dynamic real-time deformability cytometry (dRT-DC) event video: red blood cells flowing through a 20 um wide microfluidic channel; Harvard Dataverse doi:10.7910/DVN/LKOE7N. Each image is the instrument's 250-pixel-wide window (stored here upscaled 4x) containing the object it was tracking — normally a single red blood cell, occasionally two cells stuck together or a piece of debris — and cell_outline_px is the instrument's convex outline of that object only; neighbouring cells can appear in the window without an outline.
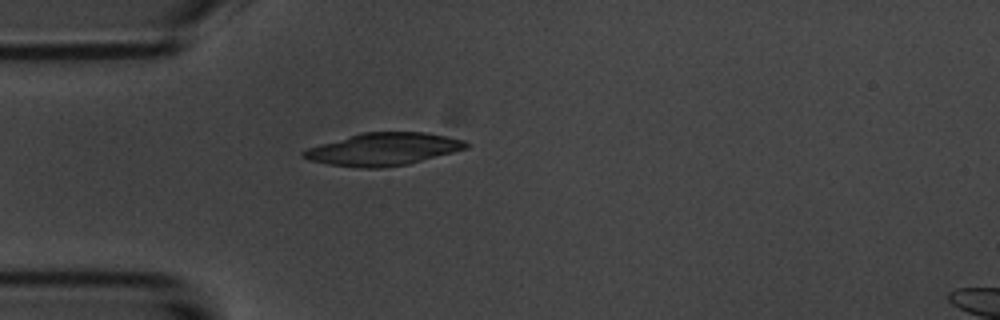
{"species": "common noctule bat (a hibernating species)", "species_latin": "Nyctalus noctula", "temperature_condition": "room temperature", "stored_images_in_passage": 1, "camera_frame_rate_fps": 3000, "um_per_image_px": 0.085, "animal": {"sex": "male", "body_mass_g": 20.1, "forearm_length_mm": 53.5}, "frame": {"image": 1, "passage_image": 1, "time_ms": 0.0, "image_size_px": [1000, 320], "cell_outline_px": [[472, 144], [468, 148], [408, 164], [380, 168], [360, 168], [328, 164], [308, 160], [300, 156], [300, 152], [304, 148], [360, 132], [424, 132], [464, 140]], "centroid_in_image_um": [32.51, 12.68], "position_along_channel_um": 52.5, "area_um2": 31.1}}